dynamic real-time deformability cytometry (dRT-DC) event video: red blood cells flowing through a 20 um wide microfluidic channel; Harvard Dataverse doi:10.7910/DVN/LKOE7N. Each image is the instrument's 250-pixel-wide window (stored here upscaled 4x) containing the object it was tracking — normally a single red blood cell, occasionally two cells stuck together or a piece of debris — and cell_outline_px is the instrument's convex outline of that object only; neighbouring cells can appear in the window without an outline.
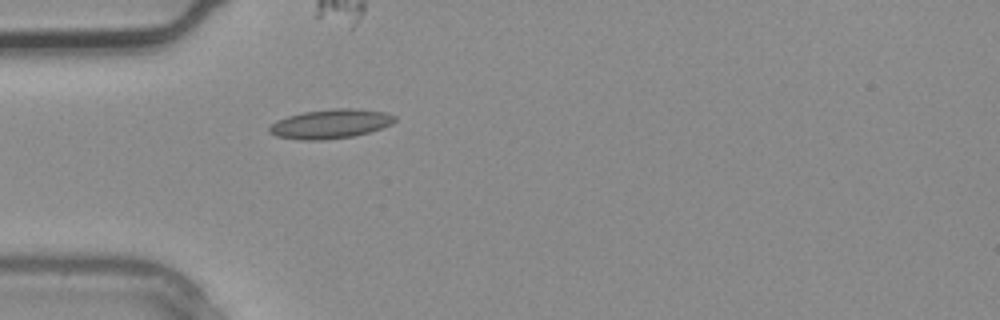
{"species": "common noctule bat (a hibernating species)", "species_latin": "Nyctalus noctula", "temperature_condition": "warm", "stored_images_in_passage": 3, "camera_frame_rate_fps": 3000, "um_per_image_px": 0.085, "animal": {"sex": "male", "body_mass_g": 20.4}, "frame": {"image": 1, "passage_image": 3, "time_ms": 0.667, "image_size_px": [1000, 320], "cell_outline_px": [[396, 120], [392, 124], [368, 132], [352, 136], [320, 140], [300, 140], [276, 136], [268, 132], [268, 128], [276, 120], [288, 116], [304, 112], [336, 108], [348, 108], [384, 112], [396, 116]], "centroid_in_image_um": [28.06, 10.53], "position_along_channel_um": 56.9, "area_um2": 21.15}}